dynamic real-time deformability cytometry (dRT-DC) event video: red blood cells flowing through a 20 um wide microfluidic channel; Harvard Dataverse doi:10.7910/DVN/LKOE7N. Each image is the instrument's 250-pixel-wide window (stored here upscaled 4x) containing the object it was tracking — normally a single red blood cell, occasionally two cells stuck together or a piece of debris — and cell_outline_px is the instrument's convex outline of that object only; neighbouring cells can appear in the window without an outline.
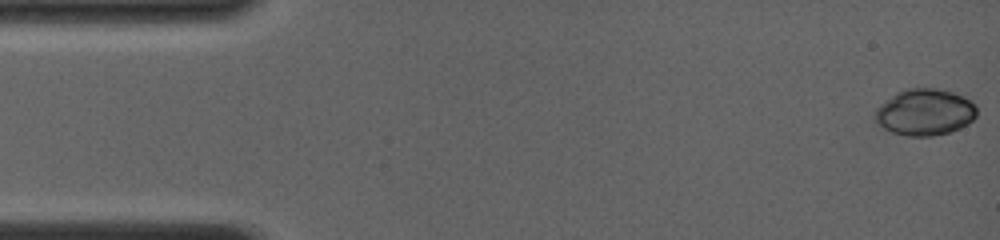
{"species": "common noctule bat (a hibernating species)", "species_latin": "Nyctalus noctula", "temperature_condition": "room temperature", "stored_images_in_passage": 11, "camera_frame_rate_fps": 4000, "um_per_image_px": 0.085, "animal": {"sex": "female", "body_mass_g": 19.0, "forearm_length_mm": 56.7}, "frame": {"image": 1, "passage_image": 1, "time_ms": 0.0, "image_size_px": [1000, 240], "cell_outline_px": [[976, 116], [968, 124], [960, 128], [948, 132], [932, 136], [908, 136], [892, 132], [876, 124], [872, 120], [876, 108], [896, 92], [908, 88], [932, 88], [948, 92], [960, 96], [968, 100], [976, 108]], "centroid_in_image_um": [78.54, 9.56], "position_along_channel_um": 6.5, "area_um2": 27.34}}
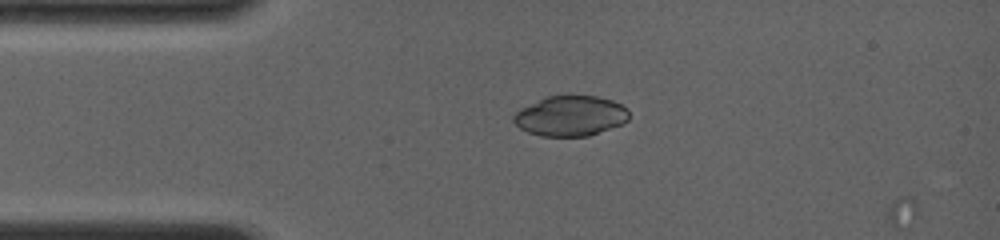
{"frame": {"image": 2, "passage_image": 10, "time_ms": 3.25, "image_size_px": [1000, 240], "cell_outline_px": [[628, 120], [620, 124], [588, 136], [540, 136], [528, 132], [520, 128], [512, 120], [512, 116], [520, 108], [548, 96], [596, 96], [612, 100], [628, 108]], "centroid_in_image_um": [48.47, 9.85], "position_along_channel_um": 36.5, "area_um2": 26.82}}